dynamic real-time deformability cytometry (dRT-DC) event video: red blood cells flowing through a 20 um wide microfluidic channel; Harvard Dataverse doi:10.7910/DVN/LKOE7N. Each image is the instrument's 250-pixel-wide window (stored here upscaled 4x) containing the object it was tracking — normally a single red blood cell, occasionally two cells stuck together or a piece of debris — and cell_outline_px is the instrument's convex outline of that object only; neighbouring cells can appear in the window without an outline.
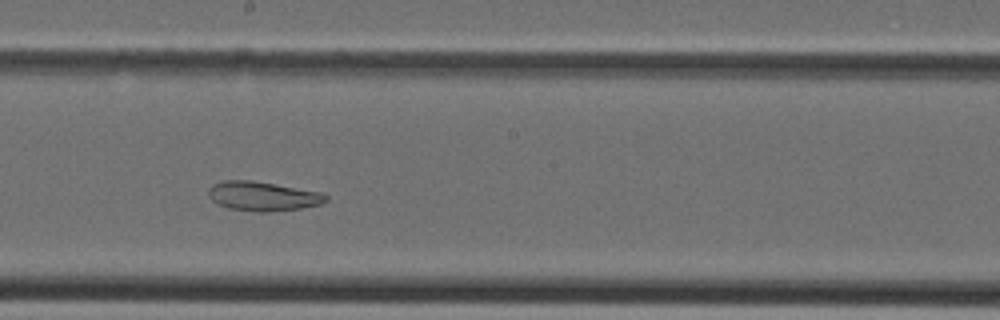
{"species": "Egyptian fruit bat (a non-hibernating species)", "species_latin": "Rousettus aegyptiacus", "temperature_condition": "cold", "stored_images_in_passage": 32, "camera_frame_rate_fps": 3000, "um_per_image_px": 0.085, "animal": {"sex": "female"}, "frame": {"image": 1, "passage_image": 15, "time_ms": 4.667, "image_size_px": [1000, 320], "cell_outline_px": [[328, 200], [320, 204], [300, 208], [264, 212], [256, 212], [228, 208], [212, 200], [208, 196], [208, 188], [212, 184], [224, 180], [252, 180], [320, 192], [328, 196]], "centroid_in_image_um": [22.3, 16.67], "position_along_channel_um": 225.9, "area_um2": 19.94}}
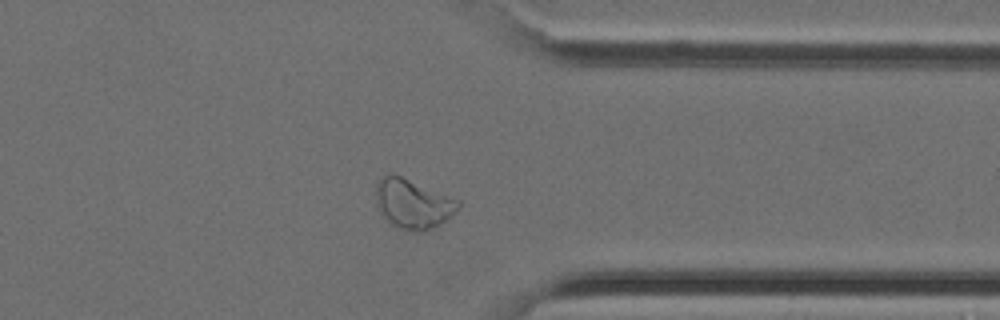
{"frame": {"image": 2, "passage_image": 24, "time_ms": 7.667, "image_size_px": [1000, 320], "cell_outline_px": [[460, 204], [440, 224], [432, 228], [420, 232], [416, 232], [396, 228], [380, 216], [376, 204], [376, 184], [384, 176], [400, 176], [460, 200]], "centroid_in_image_um": [35.04, 17.36], "position_along_channel_um": 376.4, "area_um2": 23.35}}
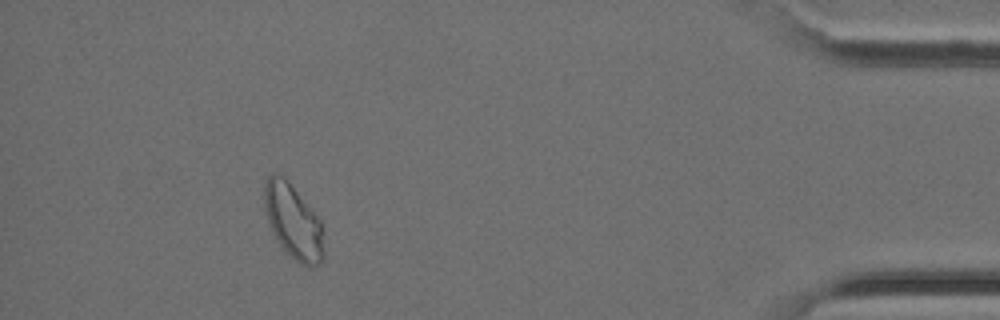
{"frame": {"image": 3, "passage_image": 29, "time_ms": 9.333, "image_size_px": [1000, 320], "cell_outline_px": [[324, 256], [320, 264], [312, 268], [308, 268], [300, 264], [280, 244], [272, 232], [264, 208], [264, 184], [268, 176], [272, 172], [276, 172], [284, 176], [320, 220], [324, 228]], "centroid_in_image_um": [24.94, 18.84], "position_along_channel_um": 410.3, "area_um2": 25.95}}